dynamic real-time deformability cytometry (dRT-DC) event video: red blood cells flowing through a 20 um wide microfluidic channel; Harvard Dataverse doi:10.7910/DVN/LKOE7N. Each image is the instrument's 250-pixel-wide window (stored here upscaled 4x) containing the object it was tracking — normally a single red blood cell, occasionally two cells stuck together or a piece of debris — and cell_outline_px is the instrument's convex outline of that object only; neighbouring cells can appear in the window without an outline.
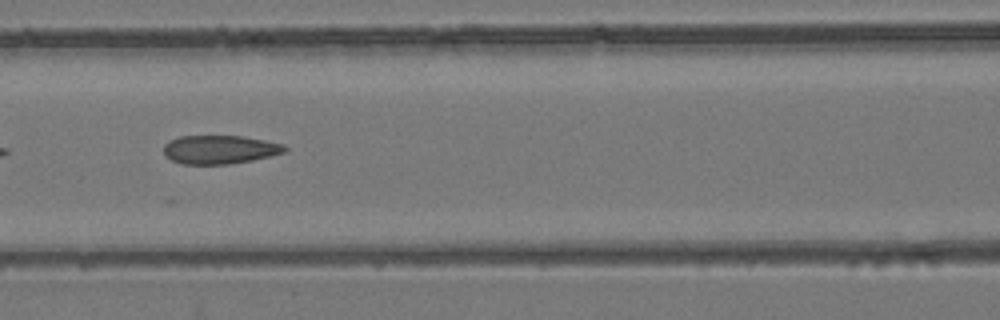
{"species": "common noctule bat (a hibernating species)", "species_latin": "Nyctalus noctula", "temperature_condition": "room temperature", "stored_images_in_passage": 6, "segment_of_instrument_passage": [1, 2], "camera_frame_rate_fps": 3000, "um_per_image_px": 0.085, "animal": {"sex": "female", "body_mass_g": 24.6, "forearm_length_mm": 56.2}, "frame": {"image": 1, "passage_image": 3, "time_ms": 0.667, "image_size_px": [1000, 320], "cell_outline_px": [[288, 148], [284, 152], [252, 160], [228, 164], [184, 164], [172, 160], [164, 156], [164, 144], [168, 140], [180, 136], [244, 136], [284, 144]], "centroid_in_image_um": [18.65, 12.7], "position_along_channel_um": 148.0, "area_um2": 20.17}}
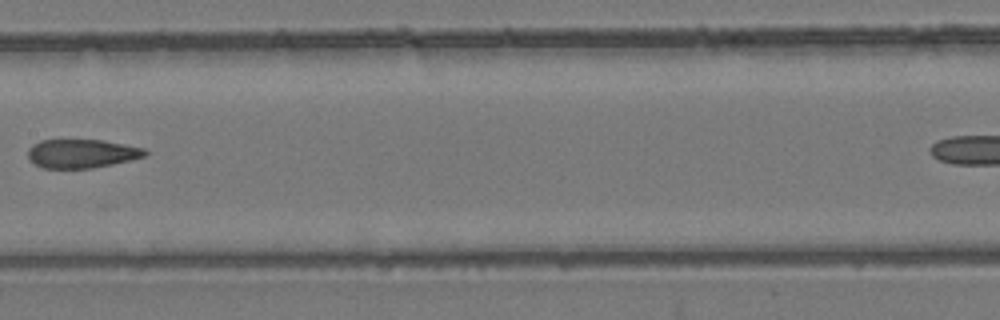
{"frame": {"image": 2, "passage_image": 4, "time_ms": 1.0, "image_size_px": [1000, 320], "cell_outline_px": [[148, 152], [144, 156], [112, 164], [92, 168], [44, 168], [36, 164], [28, 156], [28, 148], [32, 144], [40, 140], [104, 140], [144, 148]], "centroid_in_image_um": [6.93, 13.04], "position_along_channel_um": 200.5, "area_um2": 19.42}}
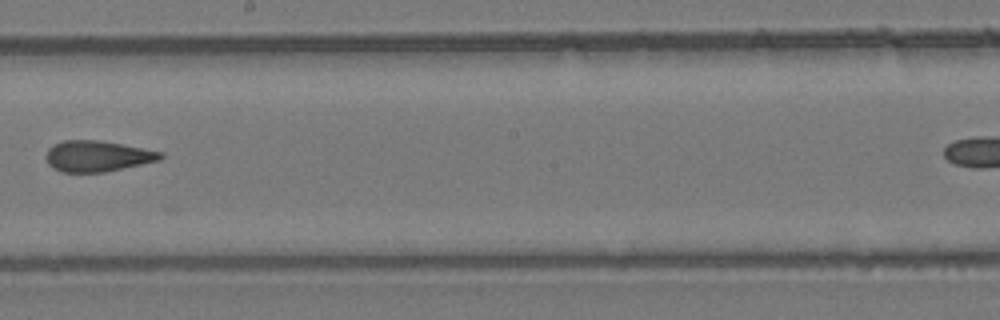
{"frame": {"image": 3, "passage_image": 5, "time_ms": 1.333, "image_size_px": [1000, 320], "cell_outline_px": [[164, 156], [160, 160], [104, 172], [60, 172], [52, 168], [48, 164], [48, 148], [64, 140], [100, 140], [164, 152]], "centroid_in_image_um": [8.3, 13.27], "position_along_channel_um": 239.9, "area_um2": 20.46}}